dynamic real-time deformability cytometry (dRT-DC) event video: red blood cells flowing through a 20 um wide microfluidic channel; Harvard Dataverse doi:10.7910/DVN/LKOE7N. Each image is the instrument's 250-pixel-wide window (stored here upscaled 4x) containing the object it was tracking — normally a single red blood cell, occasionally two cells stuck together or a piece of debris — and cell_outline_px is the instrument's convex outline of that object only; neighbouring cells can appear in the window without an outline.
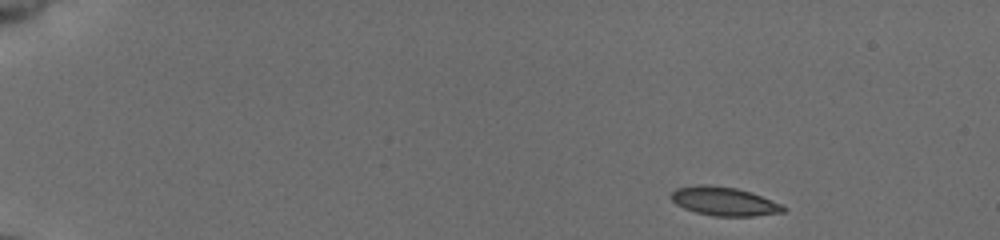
{"species": "common noctule bat (a hibernating species)", "species_latin": "Nyctalus noctula", "temperature_condition": "cold", "stored_images_in_passage": 47, "camera_frame_rate_fps": 3000, "um_per_image_px": 0.085, "animal": {"sex": "female", "body_mass_g": 19.5, "forearm_length_mm": 54.1}, "frame": {"image": 1, "passage_image": 1, "time_ms": 0.0, "image_size_px": [1000, 240], "cell_outline_px": [[788, 208], [784, 212], [752, 216], [712, 216], [696, 212], [684, 208], [676, 204], [672, 200], [672, 192], [676, 188], [700, 184], [708, 184], [736, 188], [784, 204]], "centroid_in_image_um": [61.57, 17.11], "position_along_channel_um": 23.4, "area_um2": 18.73}}
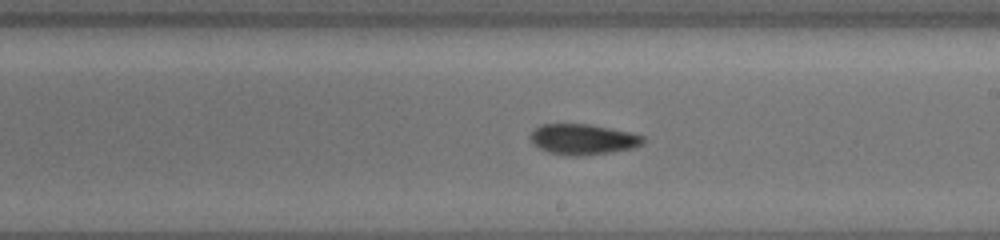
{"frame": {"image": 2, "passage_image": 27, "time_ms": 8.667, "image_size_px": [1000, 240], "cell_outline_px": [[644, 140], [636, 148], [612, 152], [584, 156], [568, 156], [548, 152], [532, 144], [528, 140], [528, 136], [540, 124], [588, 124], [628, 132], [644, 136]], "centroid_in_image_um": [49.5, 11.86], "position_along_channel_um": 239.5, "area_um2": 20.23}}
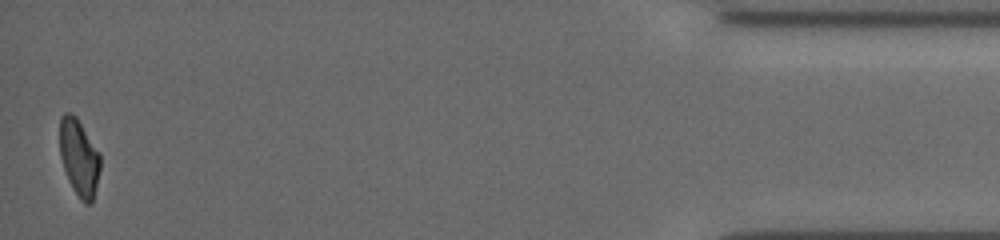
{"frame": {"image": 3, "passage_image": 47, "time_ms": 15.333, "image_size_px": [1000, 240], "cell_outline_px": [[100, 168], [92, 200], [88, 204], [84, 204], [80, 200], [72, 188], [68, 180], [60, 156], [60, 116], [64, 112], [72, 112], [76, 116], [100, 152]], "centroid_in_image_um": [6.71, 13.36], "position_along_channel_um": 428.5, "area_um2": 18.15}, "authors_computed_cell_mechanics": {"area_um2": 19.5364, "velocity_mm_per_s": 3.9197, "shape_relaxation_time_tau1_ms": 5.1502, "shape_relaxation_time_tau2_ms": 4.0364, "deformation_change_tau1": 0.1444, "deformation_change_tau2": 0.0851}}